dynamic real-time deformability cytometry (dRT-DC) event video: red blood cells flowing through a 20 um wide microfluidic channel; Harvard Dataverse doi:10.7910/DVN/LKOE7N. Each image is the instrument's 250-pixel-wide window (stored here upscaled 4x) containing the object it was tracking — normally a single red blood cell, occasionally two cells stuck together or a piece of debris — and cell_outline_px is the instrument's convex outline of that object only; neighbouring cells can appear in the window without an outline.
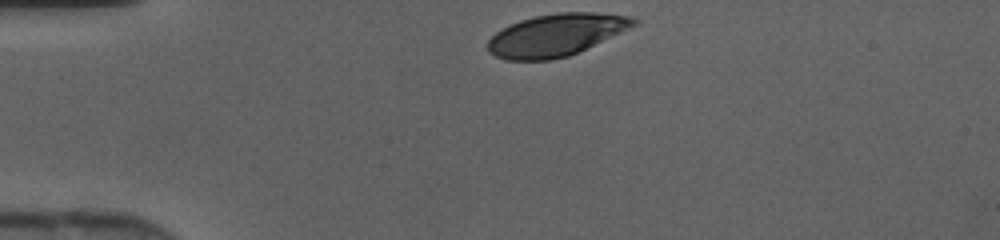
{"species": "human", "species_latin": "Homo sapiens", "temperature_condition": "cold", "stored_images_in_passage": 28, "camera_frame_rate_fps": 3000, "um_per_image_px": 0.085, "donor": {"sex": "female"}, "frame": {"image": 1, "passage_image": 1, "time_ms": 0.0, "image_size_px": [1000, 240], "cell_outline_px": [[640, 20], [636, 24], [620, 32], [568, 56], [552, 60], [508, 60], [496, 56], [488, 52], [488, 40], [496, 32], [520, 20], [536, 16], [556, 12], [592, 12], [632, 16]], "centroid_in_image_um": [47.25, 2.96], "position_along_channel_um": 37.7, "area_um2": 35.43}}
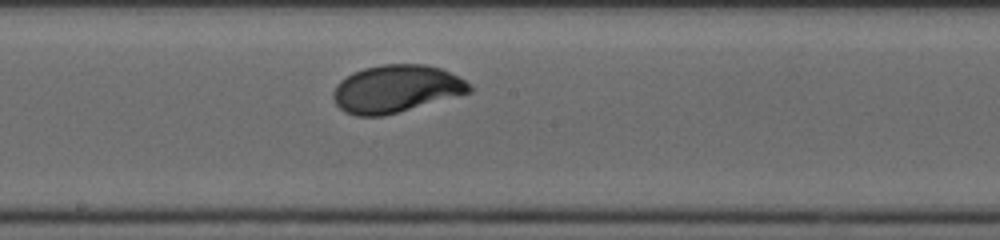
{"frame": {"image": 2, "passage_image": 16, "time_ms": 5.0, "image_size_px": [1000, 240], "cell_outline_px": [[476, 88], [472, 92], [384, 116], [356, 116], [344, 112], [336, 104], [332, 96], [332, 92], [336, 84], [340, 80], [352, 72], [364, 68], [384, 64], [424, 64], [440, 68], [464, 80]], "centroid_in_image_um": [33.65, 7.55], "position_along_channel_um": 214.5, "area_um2": 37.86}}
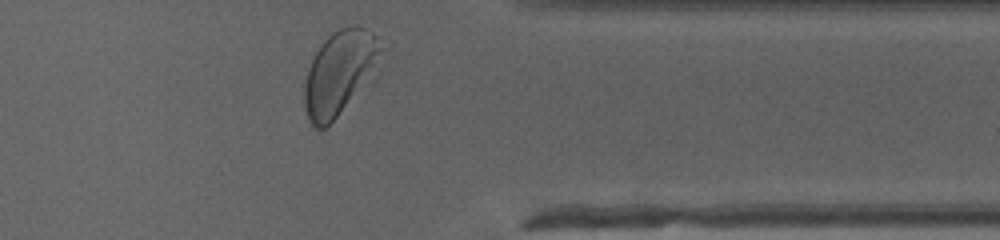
{"frame": {"image": 3, "passage_image": 28, "time_ms": 9.0, "image_size_px": [1000, 240], "cell_outline_px": [[392, 44], [336, 116], [324, 128], [316, 128], [308, 120], [304, 104], [304, 84], [308, 68], [316, 52], [324, 40], [332, 32], [340, 28], [356, 24], [372, 32]], "centroid_in_image_um": [28.9, 6.05], "position_along_channel_um": 382.5, "area_um2": 36.88}}